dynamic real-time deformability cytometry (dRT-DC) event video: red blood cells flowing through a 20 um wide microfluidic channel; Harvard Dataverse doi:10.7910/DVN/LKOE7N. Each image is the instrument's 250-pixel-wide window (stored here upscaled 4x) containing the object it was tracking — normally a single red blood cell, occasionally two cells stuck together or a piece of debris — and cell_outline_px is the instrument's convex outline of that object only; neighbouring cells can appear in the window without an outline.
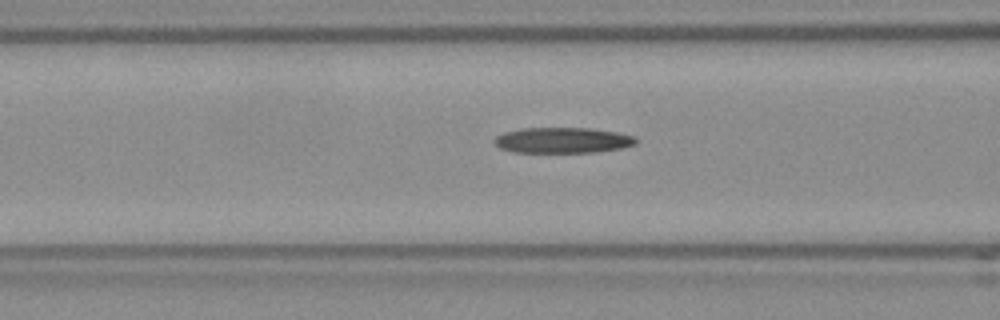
{"species": "Egyptian fruit bat (a non-hibernating species)", "species_latin": "Rousettus aegyptiacus", "temperature_condition": "room temperature", "stored_images_in_passage": 15, "camera_frame_rate_fps": 3000, "um_per_image_px": 0.085, "frame": {"image": 1, "passage_image": 13, "time_ms": 4.0, "image_size_px": [1000, 320], "cell_outline_px": [[636, 144], [620, 148], [592, 152], [512, 152], [500, 148], [492, 140], [496, 136], [504, 132], [520, 128], [588, 128], [616, 132], [636, 136]], "centroid_in_image_um": [47.79, 11.91], "position_along_channel_um": 118.8, "area_um2": 21.1}}